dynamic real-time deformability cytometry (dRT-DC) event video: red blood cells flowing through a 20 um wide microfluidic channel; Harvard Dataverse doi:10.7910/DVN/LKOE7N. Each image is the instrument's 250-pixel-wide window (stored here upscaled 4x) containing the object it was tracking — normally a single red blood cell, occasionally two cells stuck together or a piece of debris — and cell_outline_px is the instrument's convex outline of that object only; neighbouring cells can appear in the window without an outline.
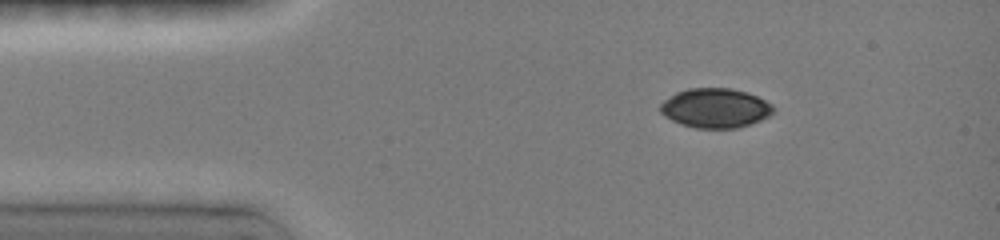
{"species": "common noctule bat (a hibernating species)", "species_latin": "Nyctalus noctula", "temperature_condition": "room temperature", "stored_images_in_passage": 12, "camera_frame_rate_fps": 3000, "um_per_image_px": 0.085, "animal": {"sex": "female", "body_mass_g": 19.0, "forearm_length_mm": 51.5}, "frame": {"image": 1, "passage_image": 1, "time_ms": 0.0, "image_size_px": [1000, 240], "cell_outline_px": [[776, 108], [768, 116], [760, 120], [736, 128], [696, 128], [680, 124], [664, 116], [660, 112], [660, 104], [664, 100], [676, 92], [688, 88], [732, 88], [748, 92], [772, 104]], "centroid_in_image_um": [60.78, 9.18], "position_along_channel_um": 24.2, "area_um2": 26.01}}
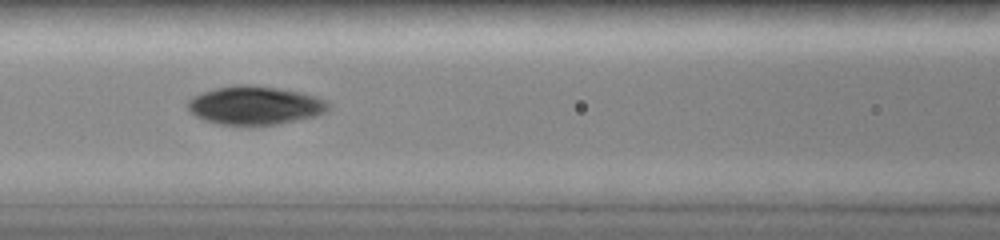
{"frame": {"image": 2, "passage_image": 7, "time_ms": 4.333, "image_size_px": [1000, 240], "cell_outline_px": [[328, 108], [324, 112], [316, 116], [276, 124], [216, 124], [204, 120], [196, 116], [188, 108], [188, 100], [192, 96], [204, 92], [220, 88], [240, 84], [244, 84], [276, 88], [296, 92], [312, 96], [324, 100], [328, 104]], "centroid_in_image_um": [21.63, 8.96], "position_along_channel_um": 145.0, "area_um2": 30.63}}